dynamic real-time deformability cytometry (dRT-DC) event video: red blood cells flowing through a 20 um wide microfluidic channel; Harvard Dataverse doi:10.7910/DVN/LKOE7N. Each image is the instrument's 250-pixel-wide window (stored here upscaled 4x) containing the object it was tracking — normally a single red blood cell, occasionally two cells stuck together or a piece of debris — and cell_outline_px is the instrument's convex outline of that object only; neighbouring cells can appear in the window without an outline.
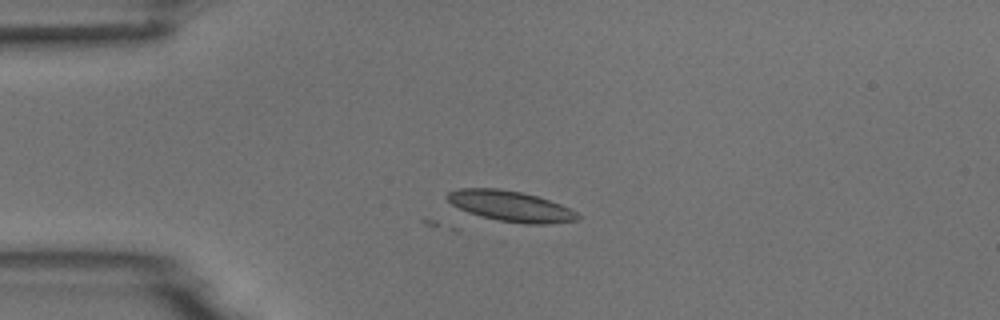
{"species": "common noctule bat (a hibernating species)", "species_latin": "Nyctalus noctula", "temperature_condition": "room temperature", "stored_images_in_passage": 2, "camera_frame_rate_fps": 3000, "um_per_image_px": 0.085, "animal": {"sex": "male", "body_mass_g": 18.8}, "frame": {"image": 1, "passage_image": 2, "time_ms": 0.333, "image_size_px": [1000, 320], "cell_outline_px": [[580, 216], [576, 220], [548, 224], [524, 224], [500, 220], [480, 216], [468, 212], [452, 204], [444, 196], [448, 192], [460, 188], [496, 188], [520, 192], [536, 196], [560, 204], [576, 212]], "centroid_in_image_um": [43.37, 17.52], "position_along_channel_um": 41.6, "area_um2": 22.95}}